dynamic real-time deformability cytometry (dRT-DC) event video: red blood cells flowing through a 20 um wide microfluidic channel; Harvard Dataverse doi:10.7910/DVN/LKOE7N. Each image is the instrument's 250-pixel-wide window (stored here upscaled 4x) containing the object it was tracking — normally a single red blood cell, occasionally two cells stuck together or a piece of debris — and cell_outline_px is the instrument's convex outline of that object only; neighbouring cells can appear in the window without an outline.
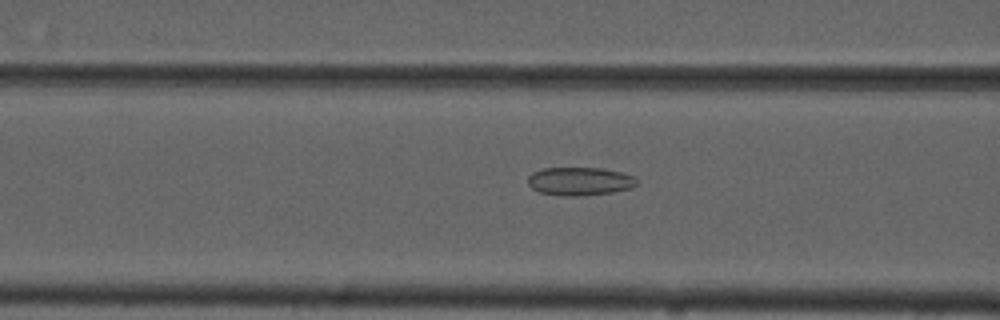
{"species": "common noctule bat (a hibernating species)", "species_latin": "Nyctalus noctula", "temperature_condition": "cold", "stored_images_in_passage": 55, "camera_frame_rate_fps": 3000, "um_per_image_px": 0.085, "animal": {"sex": "male", "forearm_length_mm": 52.5}, "frame": {"image": 1, "passage_image": 22, "time_ms": 7.0, "image_size_px": [1000, 320], "cell_outline_px": [[636, 184], [632, 188], [612, 192], [576, 196], [564, 196], [540, 192], [532, 188], [528, 184], [528, 176], [532, 172], [544, 168], [604, 168], [636, 176]], "centroid_in_image_um": [49.28, 15.4], "position_along_channel_um": 117.3, "area_um2": 17.92}}
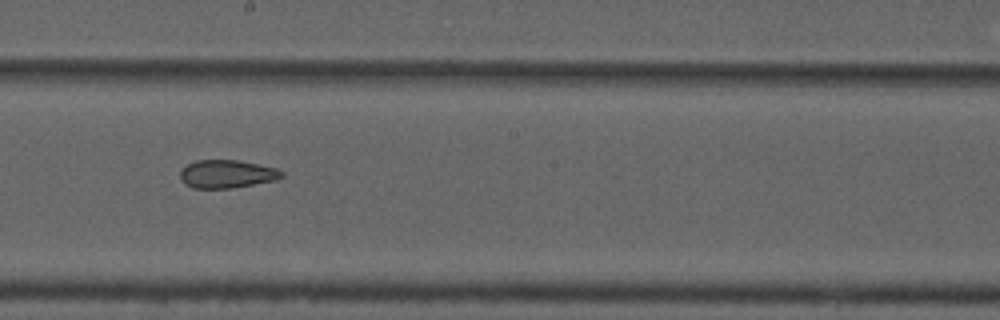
{"frame": {"image": 2, "passage_image": 31, "time_ms": 10.0, "image_size_px": [1000, 320], "cell_outline_px": [[284, 176], [276, 180], [232, 188], [192, 188], [184, 184], [180, 180], [180, 172], [188, 164], [196, 160], [236, 160], [276, 168], [284, 172]], "centroid_in_image_um": [19.27, 14.8], "position_along_channel_um": 228.9, "area_um2": 16.59}}
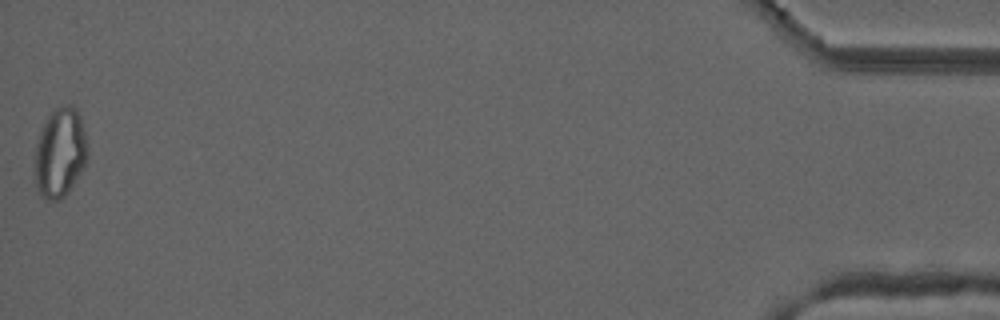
{"frame": {"image": 3, "passage_image": 55, "time_ms": 18.0, "image_size_px": [1000, 320], "cell_outline_px": [[88, 156], [80, 172], [68, 192], [60, 200], [44, 200], [36, 192], [36, 144], [40, 132], [48, 116], [60, 104], [72, 104], [76, 108], [80, 116], [88, 144]], "centroid_in_image_um": [5.11, 12.98], "position_along_channel_um": 430.1, "area_um2": 27.51}, "authors_computed_cell_mechanics": {"area_um2": 21.7328, "velocity_mm_per_s": 3.7133, "shape_relaxation_time_tau1_ms": null, "shape_relaxation_time_tau2_ms": 4.1062, "deformation_change_tau1": null, "deformation_change_tau2": 0.1115}}